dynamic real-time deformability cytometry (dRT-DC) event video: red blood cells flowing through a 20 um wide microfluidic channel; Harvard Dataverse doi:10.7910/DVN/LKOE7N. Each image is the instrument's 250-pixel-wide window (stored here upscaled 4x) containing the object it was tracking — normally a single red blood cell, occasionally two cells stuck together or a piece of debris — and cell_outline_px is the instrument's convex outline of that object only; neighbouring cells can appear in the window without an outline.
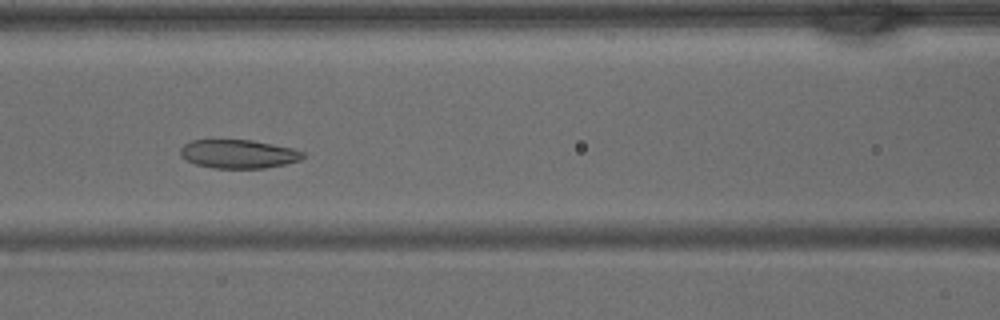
{"species": "common noctule bat (a hibernating species)", "species_latin": "Nyctalus noctula", "temperature_condition": "warm", "stored_images_in_passage": 43, "camera_frame_rate_fps": 3000, "um_per_image_px": 0.085, "animal": {"sex": "male", "body_mass_g": 15.6}, "frame": {"image": 1, "passage_image": 18, "time_ms": 5.667, "image_size_px": [1000, 320], "cell_outline_px": [[304, 156], [300, 160], [284, 164], [264, 168], [212, 168], [196, 164], [180, 156], [180, 148], [184, 144], [192, 140], [252, 140], [292, 148], [304, 152]], "centroid_in_image_um": [20.25, 13.08], "position_along_channel_um": 146.4, "area_um2": 20.35}}
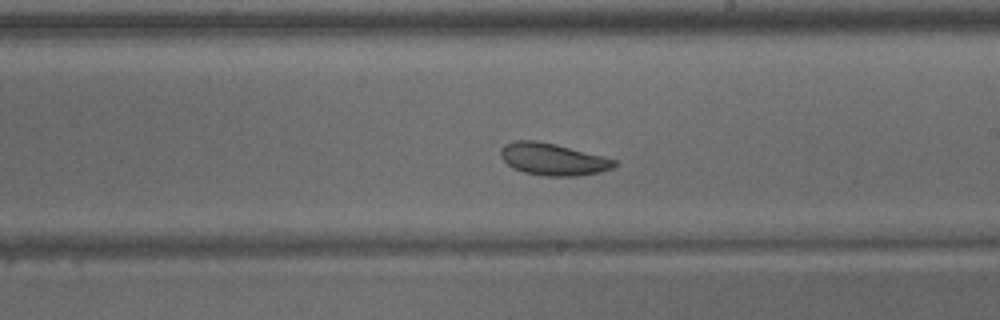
{"frame": {"image": 2, "passage_image": 24, "time_ms": 7.667, "image_size_px": [1000, 320], "cell_outline_px": [[616, 164], [612, 168], [600, 172], [580, 176], [544, 176], [524, 172], [512, 168], [500, 156], [500, 148], [504, 144], [512, 140], [536, 140], [556, 144], [604, 156], [616, 160]], "centroid_in_image_um": [46.97, 13.53], "position_along_channel_um": 242.0, "area_um2": 21.44}}
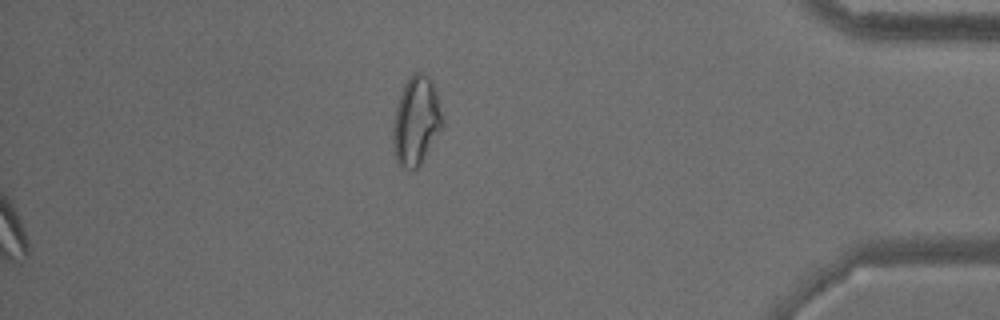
{"frame": {"image": 3, "passage_image": 43, "time_ms": 14.0, "image_size_px": [1000, 320], "cell_outline_px": [[444, 124], [428, 152], [420, 164], [416, 168], [404, 168], [396, 160], [392, 140], [392, 128], [396, 108], [404, 84], [416, 72], [420, 72], [428, 76], [432, 80], [436, 92]], "centroid_in_image_um": [35.37, 10.29], "position_along_channel_um": 399.8, "area_um2": 25.2}}